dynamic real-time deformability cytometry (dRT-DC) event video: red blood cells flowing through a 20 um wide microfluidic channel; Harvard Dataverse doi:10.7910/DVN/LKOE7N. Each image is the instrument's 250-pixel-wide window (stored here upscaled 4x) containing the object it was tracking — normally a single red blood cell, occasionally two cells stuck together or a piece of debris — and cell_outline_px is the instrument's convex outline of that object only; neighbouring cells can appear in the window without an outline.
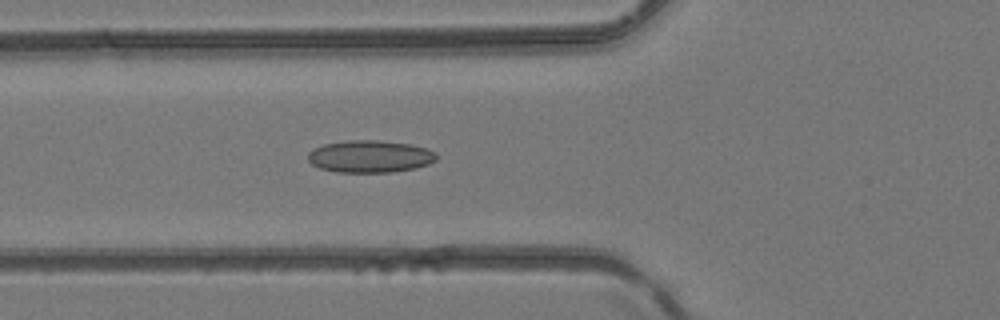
{"species": "common noctule bat (a hibernating species)", "species_latin": "Nyctalus noctula", "temperature_condition": "room temperature", "stored_images_in_passage": 29, "camera_frame_rate_fps": 3000, "um_per_image_px": 0.085, "animal": {"sex": "female", "body_mass_g": 24.6, "forearm_length_mm": 56.2}, "frame": {"image": 1, "passage_image": 2, "time_ms": 0.333, "image_size_px": [1000, 320], "cell_outline_px": [[436, 160], [428, 164], [416, 168], [392, 172], [336, 172], [320, 168], [312, 164], [308, 160], [308, 152], [312, 148], [324, 144], [348, 140], [380, 140], [412, 144], [428, 148], [436, 152]], "centroid_in_image_um": [31.45, 13.29], "position_along_channel_um": 94.3, "area_um2": 24.39}}
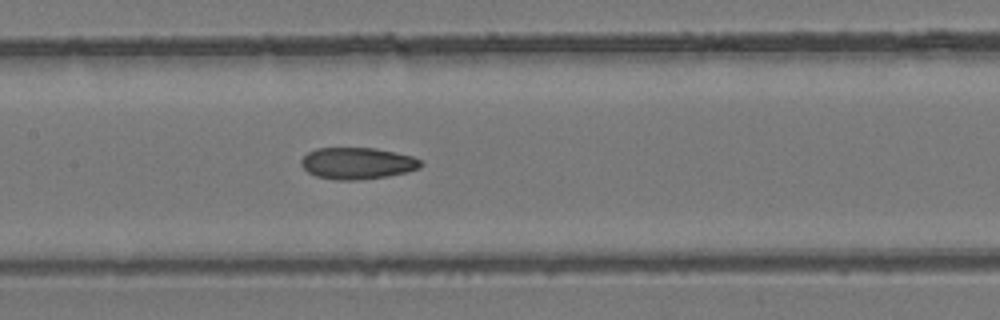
{"frame": {"image": 2, "passage_image": 7, "time_ms": 2.0, "image_size_px": [1000, 320], "cell_outline_px": [[424, 164], [420, 168], [408, 172], [388, 176], [356, 180], [336, 180], [316, 176], [308, 172], [300, 164], [300, 160], [308, 152], [316, 148], [376, 148], [412, 156], [420, 160]], "centroid_in_image_um": [30.38, 13.88], "position_along_channel_um": 177.0, "area_um2": 22.14}}
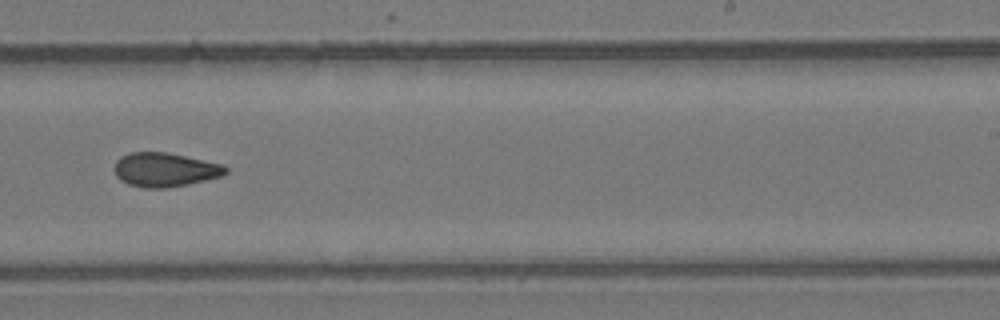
{"frame": {"image": 3, "passage_image": 13, "time_ms": 4.0, "image_size_px": [1000, 320], "cell_outline_px": [[228, 172], [224, 176], [188, 184], [168, 188], [144, 188], [128, 184], [120, 180], [116, 176], [116, 160], [120, 156], [132, 152], [168, 152], [224, 164], [228, 168]], "centroid_in_image_um": [14.07, 14.43], "position_along_channel_um": 274.9, "area_um2": 22.31}}